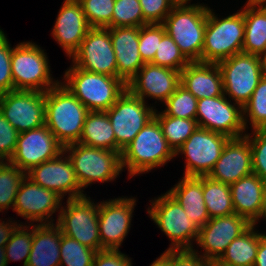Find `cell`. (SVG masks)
I'll list each match as a JSON object with an SVG mask.
<instances>
[{
    "label": "cell",
    "instance_id": "obj_1",
    "mask_svg": "<svg viewBox=\"0 0 266 266\" xmlns=\"http://www.w3.org/2000/svg\"><path fill=\"white\" fill-rule=\"evenodd\" d=\"M175 152L165 139L158 120L154 117L121 152L123 172L127 180L149 174L173 161Z\"/></svg>",
    "mask_w": 266,
    "mask_h": 266
},
{
    "label": "cell",
    "instance_id": "obj_2",
    "mask_svg": "<svg viewBox=\"0 0 266 266\" xmlns=\"http://www.w3.org/2000/svg\"><path fill=\"white\" fill-rule=\"evenodd\" d=\"M193 1L180 0L162 25L190 62H201L209 4Z\"/></svg>",
    "mask_w": 266,
    "mask_h": 266
},
{
    "label": "cell",
    "instance_id": "obj_3",
    "mask_svg": "<svg viewBox=\"0 0 266 266\" xmlns=\"http://www.w3.org/2000/svg\"><path fill=\"white\" fill-rule=\"evenodd\" d=\"M63 73L60 82L89 111H107L127 89L121 78L90 72L71 63Z\"/></svg>",
    "mask_w": 266,
    "mask_h": 266
},
{
    "label": "cell",
    "instance_id": "obj_4",
    "mask_svg": "<svg viewBox=\"0 0 266 266\" xmlns=\"http://www.w3.org/2000/svg\"><path fill=\"white\" fill-rule=\"evenodd\" d=\"M88 112L61 82L45 92V125L64 147L79 142Z\"/></svg>",
    "mask_w": 266,
    "mask_h": 266
},
{
    "label": "cell",
    "instance_id": "obj_5",
    "mask_svg": "<svg viewBox=\"0 0 266 266\" xmlns=\"http://www.w3.org/2000/svg\"><path fill=\"white\" fill-rule=\"evenodd\" d=\"M215 8L209 6L204 34L201 62L218 63L242 52L244 41L243 6L234 13L218 15ZM227 15V16H226Z\"/></svg>",
    "mask_w": 266,
    "mask_h": 266
},
{
    "label": "cell",
    "instance_id": "obj_6",
    "mask_svg": "<svg viewBox=\"0 0 266 266\" xmlns=\"http://www.w3.org/2000/svg\"><path fill=\"white\" fill-rule=\"evenodd\" d=\"M39 43L24 40L13 45L11 72L14 90L46 92L55 87L60 78L53 76L49 56Z\"/></svg>",
    "mask_w": 266,
    "mask_h": 266
},
{
    "label": "cell",
    "instance_id": "obj_7",
    "mask_svg": "<svg viewBox=\"0 0 266 266\" xmlns=\"http://www.w3.org/2000/svg\"><path fill=\"white\" fill-rule=\"evenodd\" d=\"M146 206H148L146 207L147 217L170 242L166 250L196 247L199 228L167 191L151 198Z\"/></svg>",
    "mask_w": 266,
    "mask_h": 266
},
{
    "label": "cell",
    "instance_id": "obj_8",
    "mask_svg": "<svg viewBox=\"0 0 266 266\" xmlns=\"http://www.w3.org/2000/svg\"><path fill=\"white\" fill-rule=\"evenodd\" d=\"M64 152L71 160L79 185L84 192L93 184L115 183L123 172L121 152L89 147L80 143L65 146Z\"/></svg>",
    "mask_w": 266,
    "mask_h": 266
},
{
    "label": "cell",
    "instance_id": "obj_9",
    "mask_svg": "<svg viewBox=\"0 0 266 266\" xmlns=\"http://www.w3.org/2000/svg\"><path fill=\"white\" fill-rule=\"evenodd\" d=\"M90 195L64 200L56 224L62 234L93 250H101L99 201ZM98 201V202H97Z\"/></svg>",
    "mask_w": 266,
    "mask_h": 266
},
{
    "label": "cell",
    "instance_id": "obj_10",
    "mask_svg": "<svg viewBox=\"0 0 266 266\" xmlns=\"http://www.w3.org/2000/svg\"><path fill=\"white\" fill-rule=\"evenodd\" d=\"M217 65L222 74L224 95L243 107L264 76L262 57L240 52Z\"/></svg>",
    "mask_w": 266,
    "mask_h": 266
},
{
    "label": "cell",
    "instance_id": "obj_11",
    "mask_svg": "<svg viewBox=\"0 0 266 266\" xmlns=\"http://www.w3.org/2000/svg\"><path fill=\"white\" fill-rule=\"evenodd\" d=\"M230 138L226 135L198 127L175 152L184 159L183 176H208Z\"/></svg>",
    "mask_w": 266,
    "mask_h": 266
},
{
    "label": "cell",
    "instance_id": "obj_12",
    "mask_svg": "<svg viewBox=\"0 0 266 266\" xmlns=\"http://www.w3.org/2000/svg\"><path fill=\"white\" fill-rule=\"evenodd\" d=\"M136 196H118L99 201V235L101 250H120L128 237L138 199Z\"/></svg>",
    "mask_w": 266,
    "mask_h": 266
},
{
    "label": "cell",
    "instance_id": "obj_13",
    "mask_svg": "<svg viewBox=\"0 0 266 266\" xmlns=\"http://www.w3.org/2000/svg\"><path fill=\"white\" fill-rule=\"evenodd\" d=\"M155 111L151 103L125 90L106 111L115 134L116 152H122L132 142L138 132L154 118Z\"/></svg>",
    "mask_w": 266,
    "mask_h": 266
},
{
    "label": "cell",
    "instance_id": "obj_14",
    "mask_svg": "<svg viewBox=\"0 0 266 266\" xmlns=\"http://www.w3.org/2000/svg\"><path fill=\"white\" fill-rule=\"evenodd\" d=\"M62 202L63 199L54 191L41 187L25 176L16 194L12 211L16 212V218L21 216L26 225L53 224L57 222Z\"/></svg>",
    "mask_w": 266,
    "mask_h": 266
},
{
    "label": "cell",
    "instance_id": "obj_15",
    "mask_svg": "<svg viewBox=\"0 0 266 266\" xmlns=\"http://www.w3.org/2000/svg\"><path fill=\"white\" fill-rule=\"evenodd\" d=\"M198 126L228 136H245L243 107L232 102L224 94L213 98H202L197 103Z\"/></svg>",
    "mask_w": 266,
    "mask_h": 266
},
{
    "label": "cell",
    "instance_id": "obj_16",
    "mask_svg": "<svg viewBox=\"0 0 266 266\" xmlns=\"http://www.w3.org/2000/svg\"><path fill=\"white\" fill-rule=\"evenodd\" d=\"M0 112L18 133L45 124V93L12 90L0 95Z\"/></svg>",
    "mask_w": 266,
    "mask_h": 266
},
{
    "label": "cell",
    "instance_id": "obj_17",
    "mask_svg": "<svg viewBox=\"0 0 266 266\" xmlns=\"http://www.w3.org/2000/svg\"><path fill=\"white\" fill-rule=\"evenodd\" d=\"M251 225L245 217L236 213L211 218L199 228L197 247L193 249L208 262L218 260L228 245Z\"/></svg>",
    "mask_w": 266,
    "mask_h": 266
},
{
    "label": "cell",
    "instance_id": "obj_18",
    "mask_svg": "<svg viewBox=\"0 0 266 266\" xmlns=\"http://www.w3.org/2000/svg\"><path fill=\"white\" fill-rule=\"evenodd\" d=\"M68 60L80 69L117 77V61L109 28L91 27Z\"/></svg>",
    "mask_w": 266,
    "mask_h": 266
},
{
    "label": "cell",
    "instance_id": "obj_19",
    "mask_svg": "<svg viewBox=\"0 0 266 266\" xmlns=\"http://www.w3.org/2000/svg\"><path fill=\"white\" fill-rule=\"evenodd\" d=\"M180 71L145 63L126 84L127 90L152 106L162 105L180 85ZM147 99V100H146ZM158 105V106H157Z\"/></svg>",
    "mask_w": 266,
    "mask_h": 266
},
{
    "label": "cell",
    "instance_id": "obj_20",
    "mask_svg": "<svg viewBox=\"0 0 266 266\" xmlns=\"http://www.w3.org/2000/svg\"><path fill=\"white\" fill-rule=\"evenodd\" d=\"M64 146L44 124L18 134L17 146L9 162L25 173L32 167L58 157Z\"/></svg>",
    "mask_w": 266,
    "mask_h": 266
},
{
    "label": "cell",
    "instance_id": "obj_21",
    "mask_svg": "<svg viewBox=\"0 0 266 266\" xmlns=\"http://www.w3.org/2000/svg\"><path fill=\"white\" fill-rule=\"evenodd\" d=\"M26 176L41 187L54 191L63 200L79 198L88 192L80 187L71 160L64 151L58 157L32 167Z\"/></svg>",
    "mask_w": 266,
    "mask_h": 266
},
{
    "label": "cell",
    "instance_id": "obj_22",
    "mask_svg": "<svg viewBox=\"0 0 266 266\" xmlns=\"http://www.w3.org/2000/svg\"><path fill=\"white\" fill-rule=\"evenodd\" d=\"M50 35L69 59L91 28L78 0H63Z\"/></svg>",
    "mask_w": 266,
    "mask_h": 266
},
{
    "label": "cell",
    "instance_id": "obj_23",
    "mask_svg": "<svg viewBox=\"0 0 266 266\" xmlns=\"http://www.w3.org/2000/svg\"><path fill=\"white\" fill-rule=\"evenodd\" d=\"M252 173L251 145L248 138L242 136L230 138L227 141L208 176L213 180L230 185Z\"/></svg>",
    "mask_w": 266,
    "mask_h": 266
},
{
    "label": "cell",
    "instance_id": "obj_24",
    "mask_svg": "<svg viewBox=\"0 0 266 266\" xmlns=\"http://www.w3.org/2000/svg\"><path fill=\"white\" fill-rule=\"evenodd\" d=\"M229 186L234 212L251 224L260 225L265 209L266 183L252 173Z\"/></svg>",
    "mask_w": 266,
    "mask_h": 266
},
{
    "label": "cell",
    "instance_id": "obj_25",
    "mask_svg": "<svg viewBox=\"0 0 266 266\" xmlns=\"http://www.w3.org/2000/svg\"><path fill=\"white\" fill-rule=\"evenodd\" d=\"M117 61V77L126 84L145 64L139 46V27L109 28Z\"/></svg>",
    "mask_w": 266,
    "mask_h": 266
},
{
    "label": "cell",
    "instance_id": "obj_26",
    "mask_svg": "<svg viewBox=\"0 0 266 266\" xmlns=\"http://www.w3.org/2000/svg\"><path fill=\"white\" fill-rule=\"evenodd\" d=\"M180 85L198 100L224 94L217 63L190 62L180 73Z\"/></svg>",
    "mask_w": 266,
    "mask_h": 266
},
{
    "label": "cell",
    "instance_id": "obj_27",
    "mask_svg": "<svg viewBox=\"0 0 266 266\" xmlns=\"http://www.w3.org/2000/svg\"><path fill=\"white\" fill-rule=\"evenodd\" d=\"M167 192L179 202L198 228L210 219L203 197V176L182 175Z\"/></svg>",
    "mask_w": 266,
    "mask_h": 266
},
{
    "label": "cell",
    "instance_id": "obj_28",
    "mask_svg": "<svg viewBox=\"0 0 266 266\" xmlns=\"http://www.w3.org/2000/svg\"><path fill=\"white\" fill-rule=\"evenodd\" d=\"M62 232L56 224H33L32 248L26 266H60Z\"/></svg>",
    "mask_w": 266,
    "mask_h": 266
},
{
    "label": "cell",
    "instance_id": "obj_29",
    "mask_svg": "<svg viewBox=\"0 0 266 266\" xmlns=\"http://www.w3.org/2000/svg\"><path fill=\"white\" fill-rule=\"evenodd\" d=\"M258 224H252L244 233L235 238L217 260L230 266H254L259 239L266 231H259Z\"/></svg>",
    "mask_w": 266,
    "mask_h": 266
},
{
    "label": "cell",
    "instance_id": "obj_30",
    "mask_svg": "<svg viewBox=\"0 0 266 266\" xmlns=\"http://www.w3.org/2000/svg\"><path fill=\"white\" fill-rule=\"evenodd\" d=\"M78 143L116 151L115 134L106 111L88 112Z\"/></svg>",
    "mask_w": 266,
    "mask_h": 266
},
{
    "label": "cell",
    "instance_id": "obj_31",
    "mask_svg": "<svg viewBox=\"0 0 266 266\" xmlns=\"http://www.w3.org/2000/svg\"><path fill=\"white\" fill-rule=\"evenodd\" d=\"M244 41L242 52L263 57L266 54V8L243 5Z\"/></svg>",
    "mask_w": 266,
    "mask_h": 266
},
{
    "label": "cell",
    "instance_id": "obj_32",
    "mask_svg": "<svg viewBox=\"0 0 266 266\" xmlns=\"http://www.w3.org/2000/svg\"><path fill=\"white\" fill-rule=\"evenodd\" d=\"M203 197L210 219L235 213L228 184L203 176Z\"/></svg>",
    "mask_w": 266,
    "mask_h": 266
},
{
    "label": "cell",
    "instance_id": "obj_33",
    "mask_svg": "<svg viewBox=\"0 0 266 266\" xmlns=\"http://www.w3.org/2000/svg\"><path fill=\"white\" fill-rule=\"evenodd\" d=\"M156 108L154 117L158 120L169 146L176 152L199 127L196 119H184L165 115Z\"/></svg>",
    "mask_w": 266,
    "mask_h": 266
},
{
    "label": "cell",
    "instance_id": "obj_34",
    "mask_svg": "<svg viewBox=\"0 0 266 266\" xmlns=\"http://www.w3.org/2000/svg\"><path fill=\"white\" fill-rule=\"evenodd\" d=\"M243 121L247 132L252 130H266L265 74L261 78L249 101L243 106Z\"/></svg>",
    "mask_w": 266,
    "mask_h": 266
},
{
    "label": "cell",
    "instance_id": "obj_35",
    "mask_svg": "<svg viewBox=\"0 0 266 266\" xmlns=\"http://www.w3.org/2000/svg\"><path fill=\"white\" fill-rule=\"evenodd\" d=\"M26 173L17 166L6 161L0 166V213L13 209L16 194ZM7 211V212H6Z\"/></svg>",
    "mask_w": 266,
    "mask_h": 266
},
{
    "label": "cell",
    "instance_id": "obj_36",
    "mask_svg": "<svg viewBox=\"0 0 266 266\" xmlns=\"http://www.w3.org/2000/svg\"><path fill=\"white\" fill-rule=\"evenodd\" d=\"M197 103L198 99L179 85L175 92L160 106L162 108L159 110L172 117L196 119Z\"/></svg>",
    "mask_w": 266,
    "mask_h": 266
},
{
    "label": "cell",
    "instance_id": "obj_37",
    "mask_svg": "<svg viewBox=\"0 0 266 266\" xmlns=\"http://www.w3.org/2000/svg\"><path fill=\"white\" fill-rule=\"evenodd\" d=\"M32 238L33 224H21L5 245L7 264L23 261V266H26L32 248Z\"/></svg>",
    "mask_w": 266,
    "mask_h": 266
},
{
    "label": "cell",
    "instance_id": "obj_38",
    "mask_svg": "<svg viewBox=\"0 0 266 266\" xmlns=\"http://www.w3.org/2000/svg\"><path fill=\"white\" fill-rule=\"evenodd\" d=\"M96 253V250L62 234L60 266H92Z\"/></svg>",
    "mask_w": 266,
    "mask_h": 266
},
{
    "label": "cell",
    "instance_id": "obj_39",
    "mask_svg": "<svg viewBox=\"0 0 266 266\" xmlns=\"http://www.w3.org/2000/svg\"><path fill=\"white\" fill-rule=\"evenodd\" d=\"M147 25L139 0H115L112 15L113 27H141Z\"/></svg>",
    "mask_w": 266,
    "mask_h": 266
},
{
    "label": "cell",
    "instance_id": "obj_40",
    "mask_svg": "<svg viewBox=\"0 0 266 266\" xmlns=\"http://www.w3.org/2000/svg\"><path fill=\"white\" fill-rule=\"evenodd\" d=\"M151 63L181 72L190 61L183 55L170 35L165 33Z\"/></svg>",
    "mask_w": 266,
    "mask_h": 266
},
{
    "label": "cell",
    "instance_id": "obj_41",
    "mask_svg": "<svg viewBox=\"0 0 266 266\" xmlns=\"http://www.w3.org/2000/svg\"><path fill=\"white\" fill-rule=\"evenodd\" d=\"M90 27L108 28L112 24L115 0H78Z\"/></svg>",
    "mask_w": 266,
    "mask_h": 266
},
{
    "label": "cell",
    "instance_id": "obj_42",
    "mask_svg": "<svg viewBox=\"0 0 266 266\" xmlns=\"http://www.w3.org/2000/svg\"><path fill=\"white\" fill-rule=\"evenodd\" d=\"M166 33L162 24H147L139 27V46L141 58L145 63H151L163 35Z\"/></svg>",
    "mask_w": 266,
    "mask_h": 266
},
{
    "label": "cell",
    "instance_id": "obj_43",
    "mask_svg": "<svg viewBox=\"0 0 266 266\" xmlns=\"http://www.w3.org/2000/svg\"><path fill=\"white\" fill-rule=\"evenodd\" d=\"M251 145L253 173L266 183V130L246 132Z\"/></svg>",
    "mask_w": 266,
    "mask_h": 266
},
{
    "label": "cell",
    "instance_id": "obj_44",
    "mask_svg": "<svg viewBox=\"0 0 266 266\" xmlns=\"http://www.w3.org/2000/svg\"><path fill=\"white\" fill-rule=\"evenodd\" d=\"M13 46L0 26V95L14 90L11 72Z\"/></svg>",
    "mask_w": 266,
    "mask_h": 266
},
{
    "label": "cell",
    "instance_id": "obj_45",
    "mask_svg": "<svg viewBox=\"0 0 266 266\" xmlns=\"http://www.w3.org/2000/svg\"><path fill=\"white\" fill-rule=\"evenodd\" d=\"M180 0H139L147 24H162Z\"/></svg>",
    "mask_w": 266,
    "mask_h": 266
},
{
    "label": "cell",
    "instance_id": "obj_46",
    "mask_svg": "<svg viewBox=\"0 0 266 266\" xmlns=\"http://www.w3.org/2000/svg\"><path fill=\"white\" fill-rule=\"evenodd\" d=\"M161 255L170 263V266H209V262L194 249L164 250Z\"/></svg>",
    "mask_w": 266,
    "mask_h": 266
},
{
    "label": "cell",
    "instance_id": "obj_47",
    "mask_svg": "<svg viewBox=\"0 0 266 266\" xmlns=\"http://www.w3.org/2000/svg\"><path fill=\"white\" fill-rule=\"evenodd\" d=\"M18 134L0 112V154L6 161H9L15 152Z\"/></svg>",
    "mask_w": 266,
    "mask_h": 266
},
{
    "label": "cell",
    "instance_id": "obj_48",
    "mask_svg": "<svg viewBox=\"0 0 266 266\" xmlns=\"http://www.w3.org/2000/svg\"><path fill=\"white\" fill-rule=\"evenodd\" d=\"M132 259L121 250L103 249L97 251L92 266H133Z\"/></svg>",
    "mask_w": 266,
    "mask_h": 266
},
{
    "label": "cell",
    "instance_id": "obj_49",
    "mask_svg": "<svg viewBox=\"0 0 266 266\" xmlns=\"http://www.w3.org/2000/svg\"><path fill=\"white\" fill-rule=\"evenodd\" d=\"M23 222L14 217L0 218V248H5L12 234Z\"/></svg>",
    "mask_w": 266,
    "mask_h": 266
},
{
    "label": "cell",
    "instance_id": "obj_50",
    "mask_svg": "<svg viewBox=\"0 0 266 266\" xmlns=\"http://www.w3.org/2000/svg\"><path fill=\"white\" fill-rule=\"evenodd\" d=\"M254 266H266V233L259 239Z\"/></svg>",
    "mask_w": 266,
    "mask_h": 266
},
{
    "label": "cell",
    "instance_id": "obj_51",
    "mask_svg": "<svg viewBox=\"0 0 266 266\" xmlns=\"http://www.w3.org/2000/svg\"><path fill=\"white\" fill-rule=\"evenodd\" d=\"M243 5L251 8H266V0H246Z\"/></svg>",
    "mask_w": 266,
    "mask_h": 266
},
{
    "label": "cell",
    "instance_id": "obj_52",
    "mask_svg": "<svg viewBox=\"0 0 266 266\" xmlns=\"http://www.w3.org/2000/svg\"><path fill=\"white\" fill-rule=\"evenodd\" d=\"M149 266H170V263L160 254Z\"/></svg>",
    "mask_w": 266,
    "mask_h": 266
},
{
    "label": "cell",
    "instance_id": "obj_53",
    "mask_svg": "<svg viewBox=\"0 0 266 266\" xmlns=\"http://www.w3.org/2000/svg\"><path fill=\"white\" fill-rule=\"evenodd\" d=\"M0 266H8L5 256V248H0Z\"/></svg>",
    "mask_w": 266,
    "mask_h": 266
},
{
    "label": "cell",
    "instance_id": "obj_54",
    "mask_svg": "<svg viewBox=\"0 0 266 266\" xmlns=\"http://www.w3.org/2000/svg\"><path fill=\"white\" fill-rule=\"evenodd\" d=\"M209 266H230V265H226V264H223L215 260V261L209 262Z\"/></svg>",
    "mask_w": 266,
    "mask_h": 266
},
{
    "label": "cell",
    "instance_id": "obj_55",
    "mask_svg": "<svg viewBox=\"0 0 266 266\" xmlns=\"http://www.w3.org/2000/svg\"><path fill=\"white\" fill-rule=\"evenodd\" d=\"M262 61H263L264 74L266 75V54L262 57Z\"/></svg>",
    "mask_w": 266,
    "mask_h": 266
},
{
    "label": "cell",
    "instance_id": "obj_56",
    "mask_svg": "<svg viewBox=\"0 0 266 266\" xmlns=\"http://www.w3.org/2000/svg\"><path fill=\"white\" fill-rule=\"evenodd\" d=\"M262 220L264 223H266V197H265V209H264V214H263V217H262Z\"/></svg>",
    "mask_w": 266,
    "mask_h": 266
},
{
    "label": "cell",
    "instance_id": "obj_57",
    "mask_svg": "<svg viewBox=\"0 0 266 266\" xmlns=\"http://www.w3.org/2000/svg\"><path fill=\"white\" fill-rule=\"evenodd\" d=\"M5 162L6 160L0 154V166L3 165Z\"/></svg>",
    "mask_w": 266,
    "mask_h": 266
}]
</instances>
